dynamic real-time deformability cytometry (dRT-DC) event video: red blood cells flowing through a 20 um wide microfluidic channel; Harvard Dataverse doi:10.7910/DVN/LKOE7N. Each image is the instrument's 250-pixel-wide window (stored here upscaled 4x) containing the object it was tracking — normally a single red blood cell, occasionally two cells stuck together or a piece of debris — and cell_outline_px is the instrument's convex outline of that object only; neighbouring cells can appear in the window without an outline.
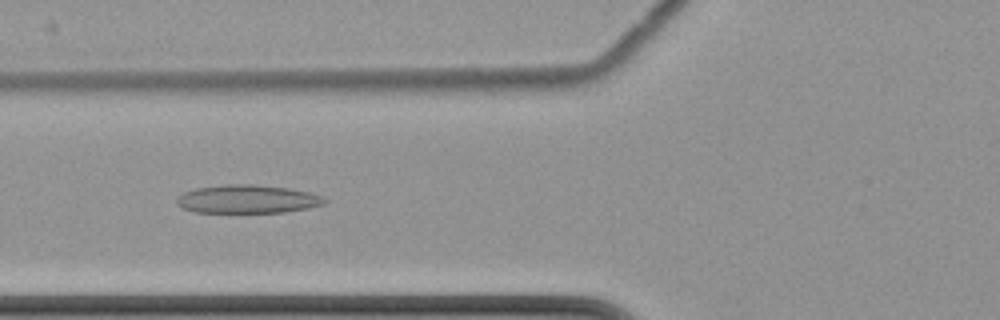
{"species": "common noctule bat (a hibernating species)", "species_latin": "Nyctalus noctula", "temperature_condition": "cold", "stored_images_in_passage": 11, "camera_frame_rate_fps": 3000, "um_per_image_px": 0.085, "animal": {"sex": "female", "body_mass_g": 22.7, "forearm_length_mm": 54.2}, "frame": {"image": 1, "passage_image": 7, "time_ms": 8.0, "image_size_px": [1000, 320], "cell_outline_px": [[328, 200], [324, 204], [308, 208], [284, 212], [196, 212], [180, 208], [176, 204], [176, 196], [184, 192], [196, 188], [224, 184], [256, 184], [288, 188], [308, 192], [320, 196]], "centroid_in_image_um": [20.98, 16.92], "position_along_channel_um": 104.8, "area_um2": 24.51}}
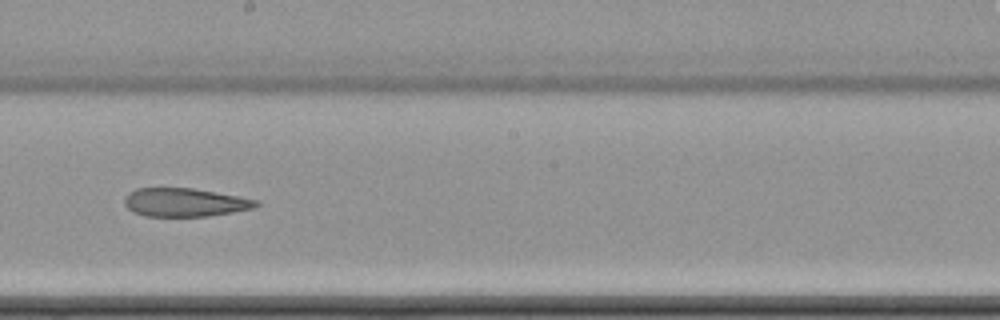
{"frame": {"image": 2, "passage_image": 10, "time_ms": 11.667, "image_size_px": [1000, 320], "cell_outline_px": [[260, 204], [256, 208], [208, 216], [144, 216], [132, 212], [124, 204], [124, 196], [128, 192], [136, 188], [192, 188], [260, 200]], "centroid_in_image_um": [15.7, 17.2], "position_along_channel_um": 232.5, "area_um2": 21.96}}
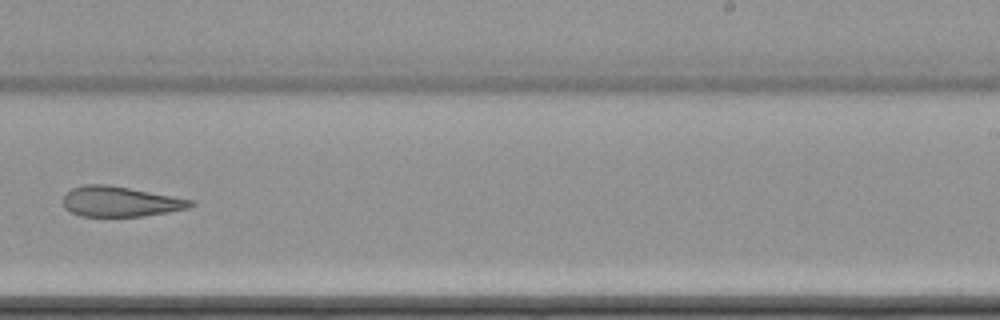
{"frame": {"image": 3, "passage_image": 11, "time_ms": 13.0, "image_size_px": [1000, 320], "cell_outline_px": [[196, 204], [188, 208], [168, 212], [144, 216], [80, 216], [64, 208], [64, 196], [72, 188], [84, 184], [108, 184], [172, 196], [192, 200]], "centroid_in_image_um": [10.21, 17.13], "position_along_channel_um": 278.8, "area_um2": 22.31}}